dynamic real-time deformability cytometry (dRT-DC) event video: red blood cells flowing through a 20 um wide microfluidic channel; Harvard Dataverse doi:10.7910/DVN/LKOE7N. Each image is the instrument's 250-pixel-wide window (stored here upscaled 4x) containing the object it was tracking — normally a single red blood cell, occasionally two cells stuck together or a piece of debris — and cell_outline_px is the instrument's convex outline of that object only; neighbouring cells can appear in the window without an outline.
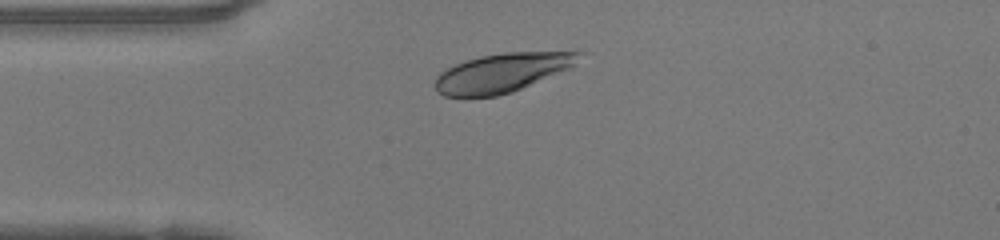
{"species": "human", "species_latin": "Homo sapiens", "temperature_condition": "warm", "stored_images_in_passage": 35, "camera_frame_rate_fps": 3000, "um_per_image_px": 0.085, "donor": {"sex": "female"}, "frame": {"image": 1, "passage_image": 1, "time_ms": 0.0, "image_size_px": [1000, 240], "cell_outline_px": [[584, 52], [568, 68], [512, 92], [496, 96], [444, 96], [436, 92], [436, 76], [440, 72], [456, 64], [480, 56], [504, 52]], "centroid_in_image_um": [42.61, 6.19], "position_along_channel_um": 42.4, "area_um2": 31.85}}
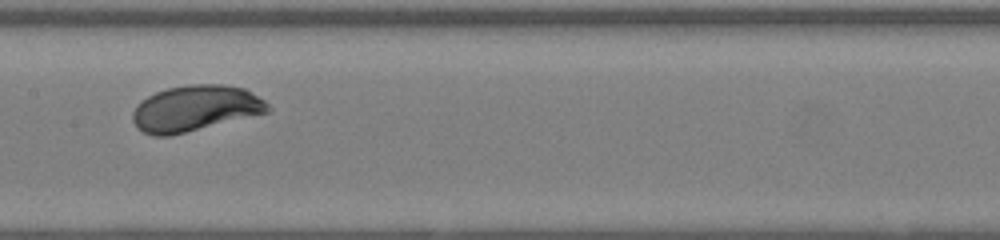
{"frame": {"image": 2, "passage_image": 13, "time_ms": 4.0, "image_size_px": [1000, 240], "cell_outline_px": [[272, 108], [268, 112], [168, 136], [152, 136], [136, 128], [132, 120], [132, 112], [136, 104], [148, 96], [156, 92], [168, 88], [188, 84], [224, 84], [244, 88], [264, 100]], "centroid_in_image_um": [16.56, 9.2], "position_along_channel_um": 190.8, "area_um2": 36.01}}
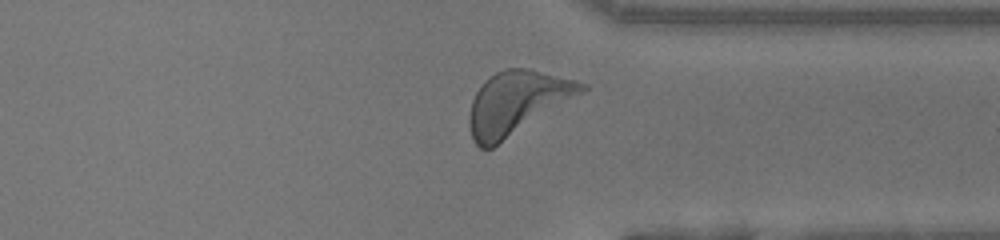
{"frame": {"image": 3, "passage_image": 26, "time_ms": 8.333, "image_size_px": [1000, 240], "cell_outline_px": [[588, 88], [584, 92], [492, 148], [480, 148], [472, 140], [468, 124], [468, 116], [472, 100], [476, 92], [484, 80], [488, 76], [504, 68], [528, 68], [576, 80], [588, 84]], "centroid_in_image_um": [43.91, 8.73], "position_along_channel_um": 367.5, "area_um2": 41.33}, "authors_computed_cell_mechanics": {"area_um2": 36.0094, "velocity_mm_per_s": 4.141, "shape_relaxation_time_tau1_ms": 1.8918, "shape_relaxation_time_tau2_ms": null, "deformation_change_tau1": 0.1475, "deformation_change_tau2": null}}